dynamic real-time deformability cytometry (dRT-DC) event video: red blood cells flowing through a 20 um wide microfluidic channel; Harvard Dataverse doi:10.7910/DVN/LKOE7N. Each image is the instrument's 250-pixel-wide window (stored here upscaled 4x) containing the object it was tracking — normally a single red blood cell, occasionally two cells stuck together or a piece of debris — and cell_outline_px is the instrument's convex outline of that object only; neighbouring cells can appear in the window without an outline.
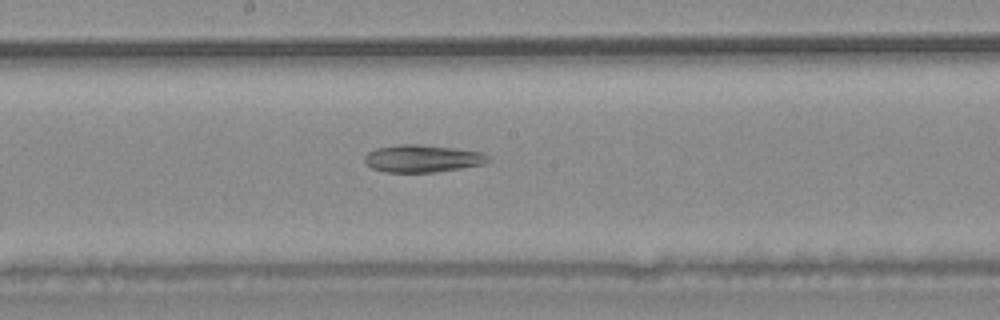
{"species": "common noctule bat (a hibernating species)", "species_latin": "Nyctalus noctula", "temperature_condition": "warm", "stored_images_in_passage": 32, "camera_frame_rate_fps": 3000, "um_per_image_px": 0.085, "animal": {"sex": "male", "body_mass_g": 20.4}, "frame": {"image": 1, "passage_image": 23, "time_ms": 7.333, "image_size_px": [1000, 320], "cell_outline_px": [[480, 164], [456, 168], [428, 172], [392, 172], [376, 168], [368, 164], [368, 156], [372, 152], [380, 148], [444, 148], [476, 152], [480, 156]], "centroid_in_image_um": [35.82, 13.55], "position_along_channel_um": 212.4, "area_um2": 16.47}}